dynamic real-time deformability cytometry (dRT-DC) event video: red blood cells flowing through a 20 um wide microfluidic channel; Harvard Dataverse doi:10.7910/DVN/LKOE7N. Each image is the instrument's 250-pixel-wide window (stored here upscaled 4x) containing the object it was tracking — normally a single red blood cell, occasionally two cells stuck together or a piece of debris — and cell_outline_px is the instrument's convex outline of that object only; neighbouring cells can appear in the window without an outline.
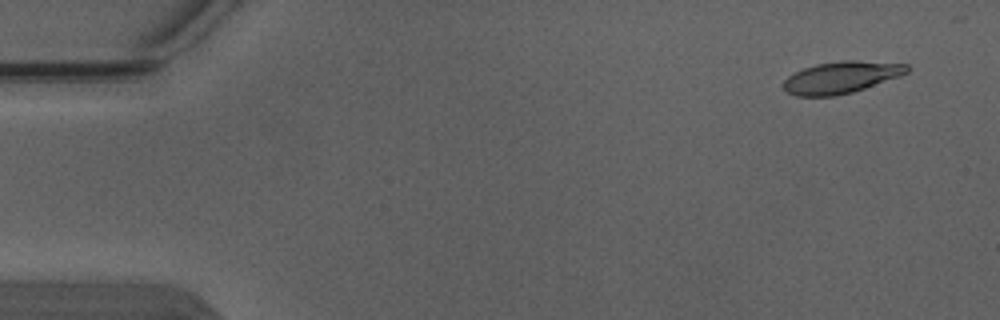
{"species": "Egyptian fruit bat (a non-hibernating species)", "species_latin": "Rousettus aegyptiacus", "temperature_condition": "warm", "stored_images_in_passage": 4, "camera_frame_rate_fps": 3000, "um_per_image_px": 0.085, "animal": {"sex": "male"}, "frame": {"image": 1, "passage_image": 1, "time_ms": 0.0, "image_size_px": [1000, 320], "cell_outline_px": [[908, 72], [900, 76], [852, 92], [836, 96], [796, 96], [788, 92], [780, 84], [788, 76], [804, 68], [816, 64], [840, 60], [856, 60], [908, 64]], "centroid_in_image_um": [71.48, 6.57], "position_along_channel_um": 13.5, "area_um2": 22.89}}